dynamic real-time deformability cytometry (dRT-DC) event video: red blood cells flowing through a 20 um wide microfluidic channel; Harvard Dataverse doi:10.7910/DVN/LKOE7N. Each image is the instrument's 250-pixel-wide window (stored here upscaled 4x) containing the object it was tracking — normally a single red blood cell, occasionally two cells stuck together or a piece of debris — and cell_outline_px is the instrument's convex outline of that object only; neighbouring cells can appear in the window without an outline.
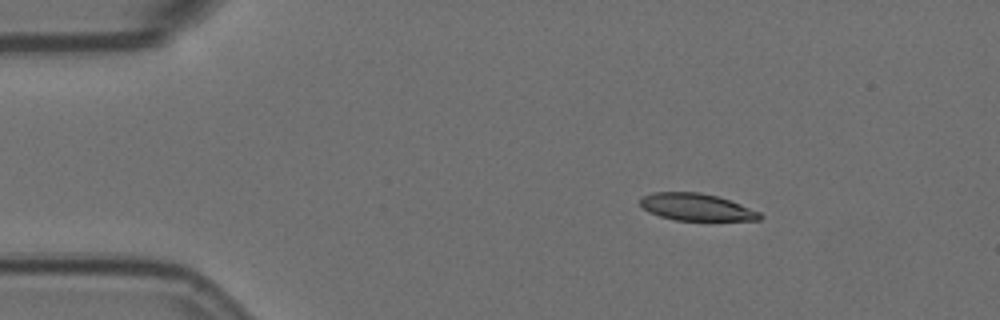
{"species": "Egyptian fruit bat (a non-hibernating species)", "species_latin": "Rousettus aegyptiacus", "temperature_condition": "room temperature", "stored_images_in_passage": 3, "camera_frame_rate_fps": 3000, "um_per_image_px": 0.085, "animal": {"sex": "female"}, "frame": {"image": 1, "passage_image": 1, "time_ms": 0.0, "image_size_px": [1000, 320], "cell_outline_px": [[764, 216], [760, 220], [676, 220], [660, 216], [648, 212], [640, 204], [640, 200], [644, 196], [652, 192], [700, 192], [716, 196], [740, 204], [760, 212]], "centroid_in_image_um": [59.2, 17.6], "position_along_channel_um": 25.8, "area_um2": 18.73}}